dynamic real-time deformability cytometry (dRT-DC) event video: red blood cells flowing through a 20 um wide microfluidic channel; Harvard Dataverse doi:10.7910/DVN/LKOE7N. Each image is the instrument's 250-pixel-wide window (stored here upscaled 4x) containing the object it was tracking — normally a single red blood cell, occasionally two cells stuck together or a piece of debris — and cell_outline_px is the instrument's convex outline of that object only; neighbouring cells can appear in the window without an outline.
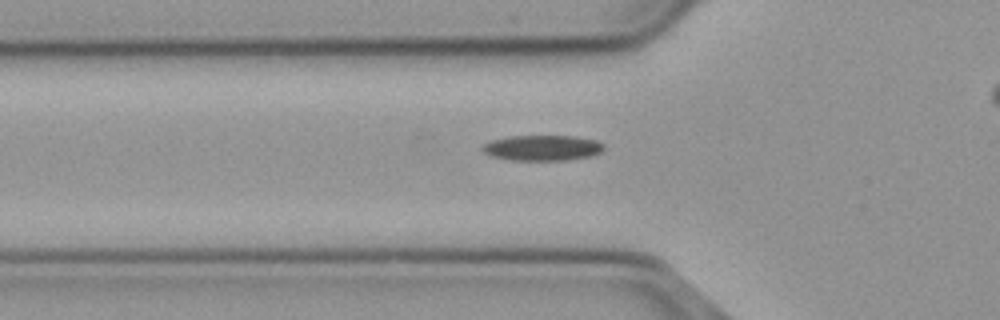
{"species": "common noctule bat (a hibernating species)", "species_latin": "Nyctalus noctula", "temperature_condition": "cold", "stored_images_in_passage": 32, "camera_frame_rate_fps": 3000, "um_per_image_px": 0.085, "animal": {"sex": "male", "body_mass_g": 23.1, "forearm_length_mm": 52.7}, "frame": {"image": 1, "passage_image": 6, "time_ms": 1.667, "image_size_px": [1000, 320], "cell_outline_px": [[604, 148], [600, 152], [592, 156], [568, 160], [512, 160], [492, 156], [484, 152], [480, 148], [484, 144], [492, 140], [512, 136], [572, 136], [596, 140], [604, 144]], "centroid_in_image_um": [46.12, 12.57], "position_along_channel_um": 79.7, "area_um2": 17.98}}
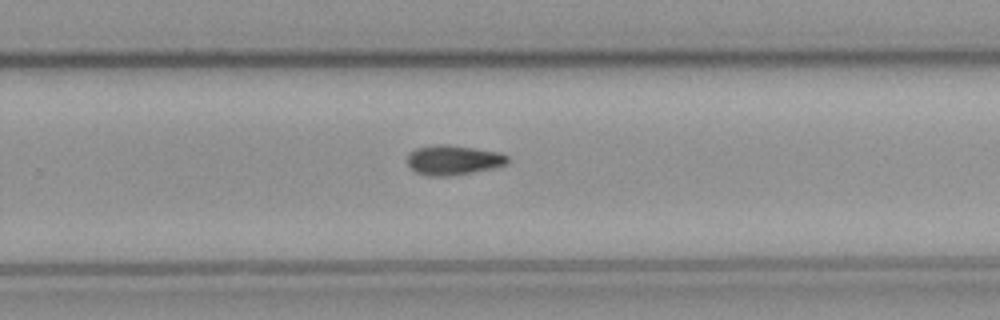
{"frame": {"image": 2, "passage_image": 23, "time_ms": 7.333, "image_size_px": [1000, 320], "cell_outline_px": [[508, 164], [492, 168], [456, 176], [428, 176], [416, 172], [408, 164], [408, 156], [416, 148], [440, 144], [448, 144], [500, 152], [508, 156]], "centroid_in_image_um": [38.57, 13.61], "position_along_channel_um": 291.2, "area_um2": 17.4}}
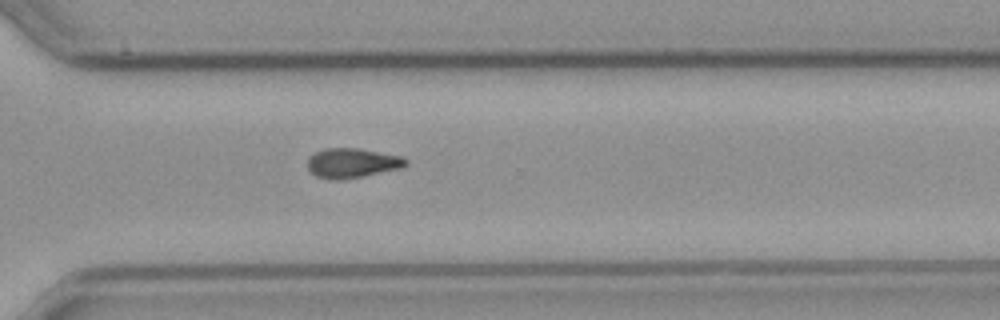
{"frame": {"image": 3, "passage_image": 27, "time_ms": 8.667, "image_size_px": [1000, 320], "cell_outline_px": [[408, 164], [400, 168], [360, 176], [336, 180], [332, 180], [316, 176], [308, 168], [308, 156], [324, 148], [356, 148], [404, 156], [408, 160]], "centroid_in_image_um": [29.93, 13.84], "position_along_channel_um": 340.7, "area_um2": 16.82}}